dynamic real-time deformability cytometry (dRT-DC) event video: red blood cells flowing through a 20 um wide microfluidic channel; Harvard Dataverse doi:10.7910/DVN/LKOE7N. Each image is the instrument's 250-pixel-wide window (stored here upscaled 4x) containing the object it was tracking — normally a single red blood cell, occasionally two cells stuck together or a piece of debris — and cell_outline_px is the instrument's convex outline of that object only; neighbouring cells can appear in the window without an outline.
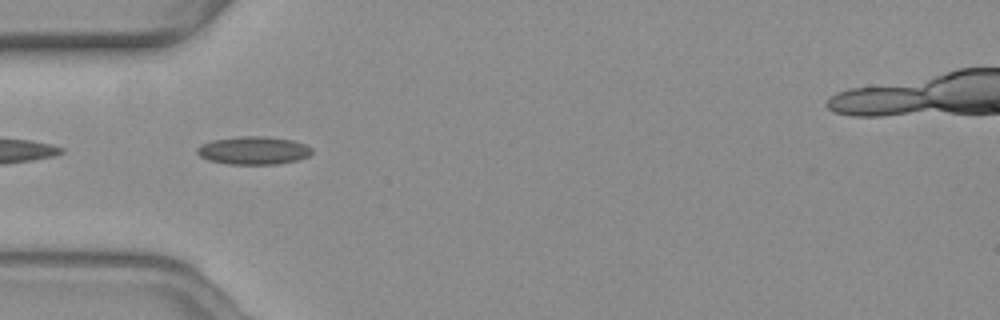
{"species": "common noctule bat (a hibernating species)", "species_latin": "Nyctalus noctula", "temperature_condition": "warm", "stored_images_in_passage": 33, "camera_frame_rate_fps": 3000, "um_per_image_px": 0.085, "animal": {"sex": "female", "body_mass_g": 19.3, "forearm_length_mm": 54.1}, "frame": {"image": 1, "passage_image": 1, "time_ms": 0.0, "image_size_px": [1000, 320], "cell_outline_px": [[312, 152], [308, 156], [296, 160], [276, 164], [228, 164], [208, 160], [200, 156], [196, 152], [196, 148], [200, 144], [212, 140], [240, 136], [264, 136], [292, 140], [304, 144], [312, 148]], "centroid_in_image_um": [21.51, 12.78], "position_along_channel_um": 63.5, "area_um2": 18.73}}
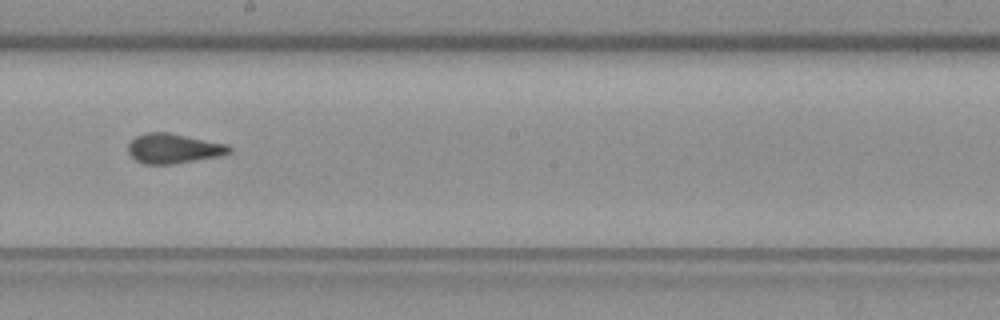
{"frame": {"image": 2, "passage_image": 15, "time_ms": 4.667, "image_size_px": [1000, 320], "cell_outline_px": [[232, 152], [224, 156], [172, 164], [144, 164], [136, 160], [128, 152], [128, 144], [136, 136], [148, 132], [168, 132], [228, 144], [232, 148]], "centroid_in_image_um": [14.8, 12.62], "position_along_channel_um": 233.4, "area_um2": 17.74}}
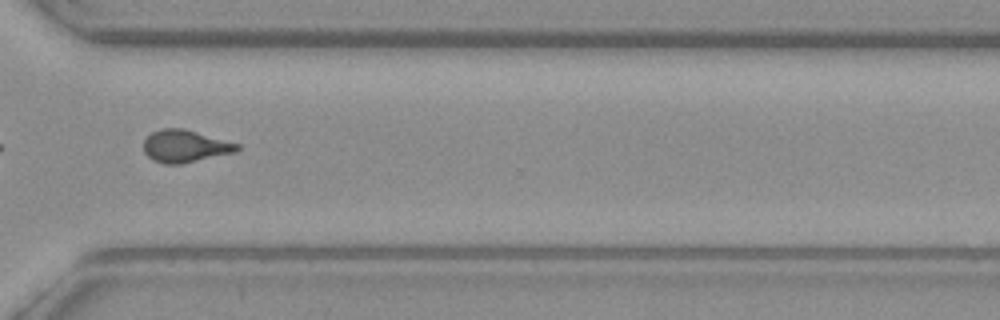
{"frame": {"image": 3, "passage_image": 25, "time_ms": 8.0, "image_size_px": [1000, 320], "cell_outline_px": [[240, 148], [236, 152], [180, 164], [164, 164], [152, 160], [144, 152], [144, 140], [152, 132], [160, 128], [184, 128], [240, 144]], "centroid_in_image_um": [15.73, 12.42], "position_along_channel_um": 354.9, "area_um2": 17.69}, "authors_computed_cell_mechanics": {"area_um2": 17.5134, "velocity_mm_per_s": 3.6495, "shape_relaxation_time_tau1_ms": null, "shape_relaxation_time_tau2_ms": 0.8501, "deformation_change_tau1": null, "deformation_change_tau2": 0.0851}}